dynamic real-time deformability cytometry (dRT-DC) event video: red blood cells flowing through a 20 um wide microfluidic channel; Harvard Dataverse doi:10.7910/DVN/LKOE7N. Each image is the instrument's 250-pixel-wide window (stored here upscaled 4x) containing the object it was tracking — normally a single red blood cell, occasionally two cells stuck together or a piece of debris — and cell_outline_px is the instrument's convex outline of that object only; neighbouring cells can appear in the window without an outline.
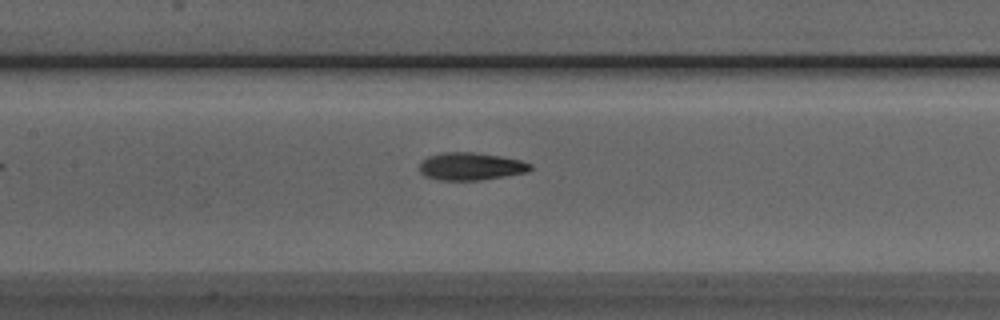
{"species": "Egyptian fruit bat (a non-hibernating species)", "species_latin": "Rousettus aegyptiacus", "temperature_condition": "room temperature", "stored_images_in_passage": 38, "camera_frame_rate_fps": 3000, "um_per_image_px": 0.085, "animal": {"sex": "male"}, "frame": {"image": 1, "passage_image": 9, "time_ms": 2.667, "image_size_px": [1000, 320], "cell_outline_px": [[532, 168], [528, 172], [480, 180], [440, 180], [424, 176], [420, 172], [420, 160], [428, 156], [440, 152], [476, 152], [500, 156], [520, 160], [532, 164]], "centroid_in_image_um": [39.99, 14.13], "position_along_channel_um": 167.4, "area_um2": 17.98}}
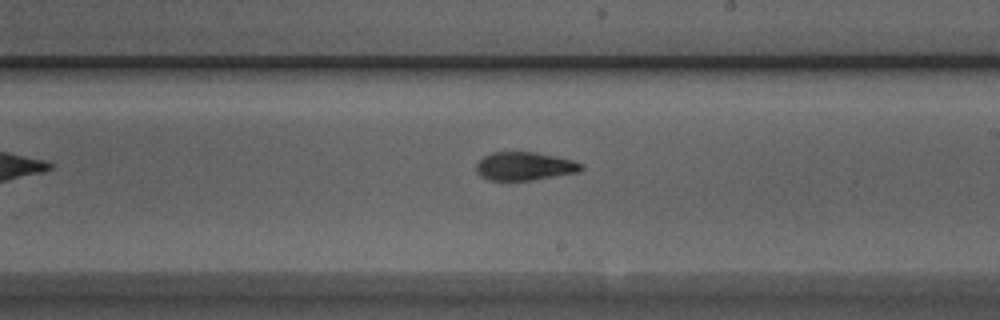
{"frame": {"image": 2, "passage_image": 15, "time_ms": 4.667, "image_size_px": [1000, 320], "cell_outline_px": [[584, 168], [580, 172], [532, 180], [488, 180], [480, 176], [476, 172], [476, 164], [484, 156], [492, 152], [536, 152], [572, 160], [584, 164]], "centroid_in_image_um": [44.6, 14.13], "position_along_channel_um": 244.4, "area_um2": 17.4}}
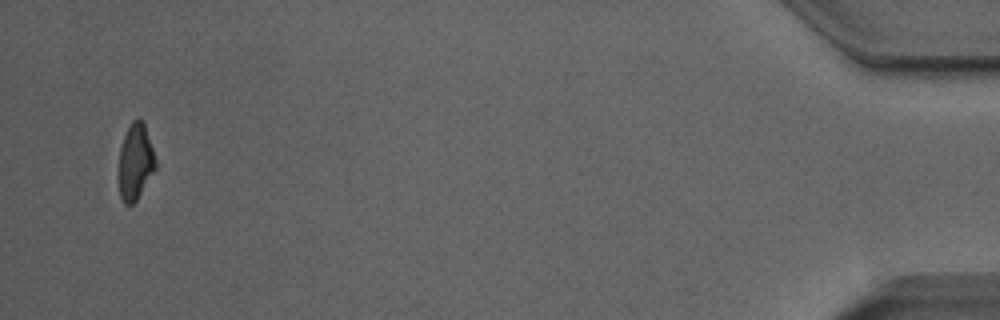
{"frame": {"image": 3, "passage_image": 36, "time_ms": 11.667, "image_size_px": [1000, 320], "cell_outline_px": [[156, 168], [136, 200], [132, 204], [124, 204], [120, 196], [120, 148], [124, 136], [132, 120], [136, 116], [140, 116], [144, 120], [156, 160]], "centroid_in_image_um": [11.53, 13.68], "position_along_channel_um": 423.7, "area_um2": 16.18}, "authors_computed_cell_mechanics": {"area_um2": 17.6579, "velocity_mm_per_s": 3.8691, "shape_relaxation_time_tau1_ms": 6.4504, "shape_relaxation_time_tau2_ms": 3.1382, "deformation_change_tau1": 0.1865, "deformation_change_tau2": 0.1143}}